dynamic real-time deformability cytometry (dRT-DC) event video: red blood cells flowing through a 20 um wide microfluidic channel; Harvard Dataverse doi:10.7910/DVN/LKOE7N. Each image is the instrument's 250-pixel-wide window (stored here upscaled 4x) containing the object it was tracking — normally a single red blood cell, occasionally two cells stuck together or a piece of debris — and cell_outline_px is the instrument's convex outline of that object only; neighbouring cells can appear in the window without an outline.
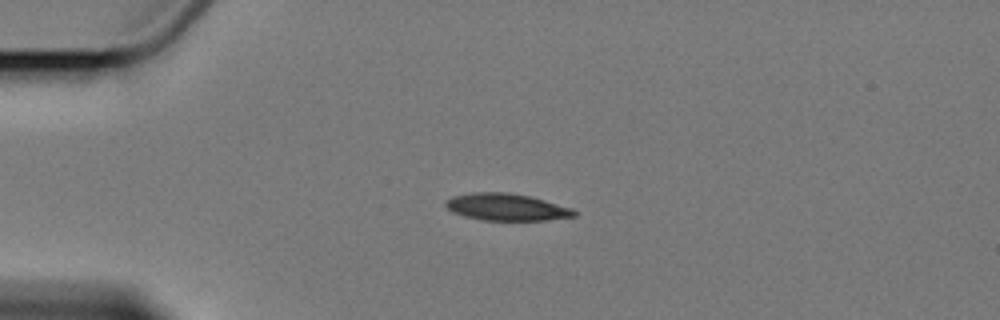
{"species": "Egyptian fruit bat (a non-hibernating species)", "species_latin": "Rousettus aegyptiacus", "temperature_condition": "cold", "stored_images_in_passage": 4, "camera_frame_rate_fps": 3000, "um_per_image_px": 0.085, "animal": {"sex": "female"}, "frame": {"image": 1, "passage_image": 3, "time_ms": 2.667, "image_size_px": [1000, 320], "cell_outline_px": [[576, 216], [548, 220], [484, 220], [464, 216], [452, 212], [444, 204], [452, 196], [472, 192], [508, 192], [532, 196], [572, 208], [576, 212]], "centroid_in_image_um": [43.06, 17.59], "position_along_channel_um": 41.9, "area_um2": 20.29}}